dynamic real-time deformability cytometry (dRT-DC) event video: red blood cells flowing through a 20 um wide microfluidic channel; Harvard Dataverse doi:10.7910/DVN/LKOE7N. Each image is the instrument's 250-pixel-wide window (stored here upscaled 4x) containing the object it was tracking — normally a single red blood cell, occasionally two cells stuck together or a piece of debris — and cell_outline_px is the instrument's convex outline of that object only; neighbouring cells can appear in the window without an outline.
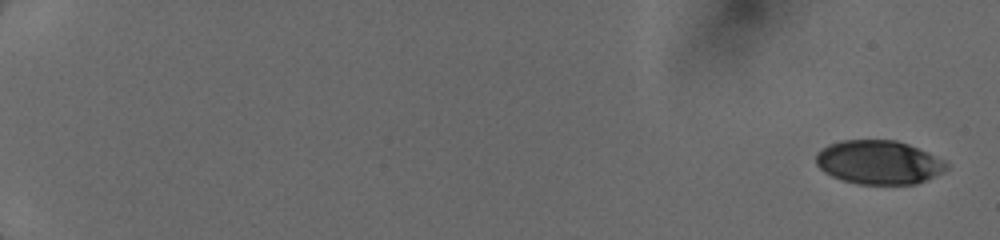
{"species": "human", "species_latin": "Homo sapiens", "temperature_condition": "cold", "stored_images_in_passage": 23, "camera_frame_rate_fps": 3000, "um_per_image_px": 0.085, "donor": {"sex": "female"}, "frame": {"image": 1, "passage_image": 1, "time_ms": 0.0, "image_size_px": [1000, 240], "cell_outline_px": [[948, 168], [944, 172], [916, 184], [856, 184], [832, 176], [824, 172], [816, 164], [816, 152], [828, 144], [840, 140], [896, 140], [908, 144], [928, 152], [944, 160], [948, 164]], "centroid_in_image_um": [74.69, 13.79], "position_along_channel_um": 10.3, "area_um2": 33.47}}
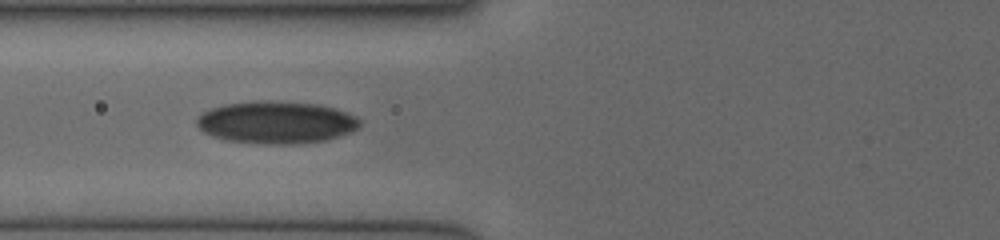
{"frame": {"image": 2, "passage_image": 17, "time_ms": 7.333, "image_size_px": [1000, 240], "cell_outline_px": [[360, 128], [352, 132], [328, 140], [300, 144], [264, 144], [228, 140], [212, 136], [204, 132], [196, 124], [196, 116], [212, 108], [224, 104], [252, 100], [268, 100], [320, 104], [336, 108], [356, 116], [360, 120]], "centroid_in_image_um": [23.51, 10.39], "position_along_channel_um": 102.3, "area_um2": 40.81}}
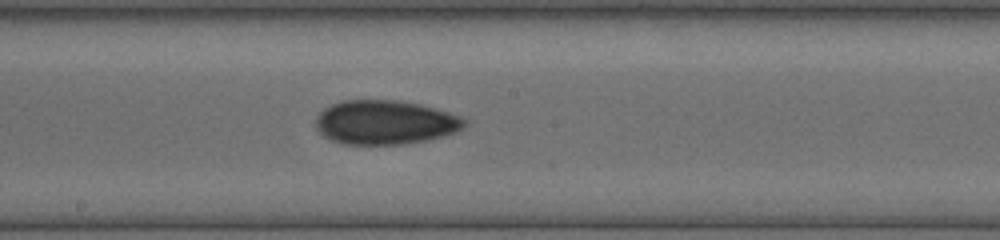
{"frame": {"image": 3, "passage_image": 23, "time_ms": 10.0, "image_size_px": [1000, 240], "cell_outline_px": [[464, 124], [456, 132], [444, 136], [428, 140], [400, 144], [344, 144], [332, 140], [324, 136], [316, 128], [316, 116], [324, 108], [332, 104], [344, 100], [400, 100], [420, 104], [436, 108], [460, 116], [464, 120]], "centroid_in_image_um": [32.71, 10.39], "position_along_channel_um": 215.5, "area_um2": 38.15}}